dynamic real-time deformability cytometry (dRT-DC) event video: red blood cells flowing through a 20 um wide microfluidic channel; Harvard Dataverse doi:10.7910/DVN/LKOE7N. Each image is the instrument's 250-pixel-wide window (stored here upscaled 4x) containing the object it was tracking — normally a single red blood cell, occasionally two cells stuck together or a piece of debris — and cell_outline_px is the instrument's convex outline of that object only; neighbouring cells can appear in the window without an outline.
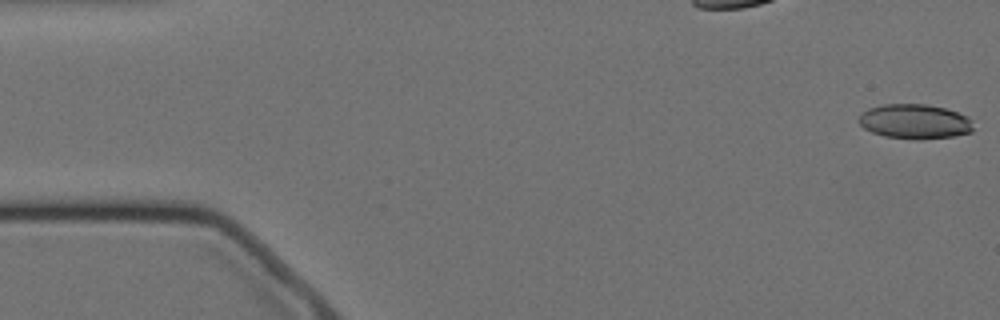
{"species": "Egyptian fruit bat (a non-hibernating species)", "species_latin": "Rousettus aegyptiacus", "temperature_condition": "cold", "stored_images_in_passage": 57, "camera_frame_rate_fps": 3000, "um_per_image_px": 0.085, "animal": {"sex": "female"}, "frame": {"image": 1, "passage_image": 1, "time_ms": 0.0, "image_size_px": [1000, 320], "cell_outline_px": [[972, 132], [952, 136], [920, 140], [916, 140], [884, 136], [872, 132], [864, 128], [860, 124], [860, 112], [868, 108], [884, 104], [928, 104], [944, 108], [968, 116], [972, 120]], "centroid_in_image_um": [77.75, 10.33], "position_along_channel_um": 7.3, "area_um2": 23.24}}
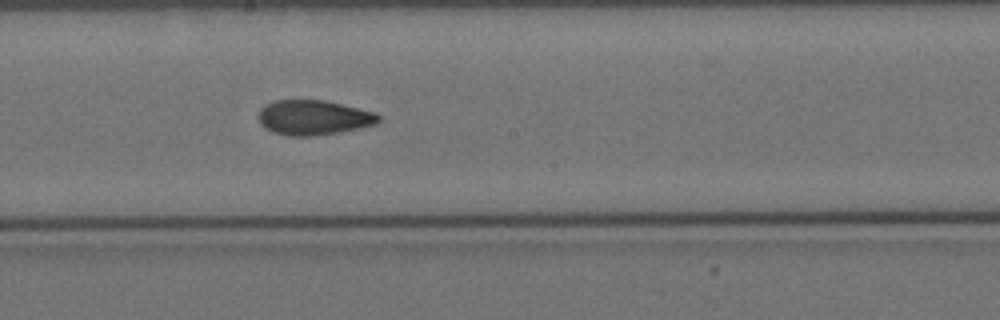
{"frame": {"image": 2, "passage_image": 30, "time_ms": 9.667, "image_size_px": [1000, 320], "cell_outline_px": [[380, 120], [376, 124], [336, 132], [312, 136], [288, 136], [272, 132], [264, 128], [260, 124], [260, 108], [264, 104], [276, 100], [324, 100], [376, 112], [380, 116]], "centroid_in_image_um": [26.63, 9.98], "position_along_channel_um": 221.6, "area_um2": 24.28}}
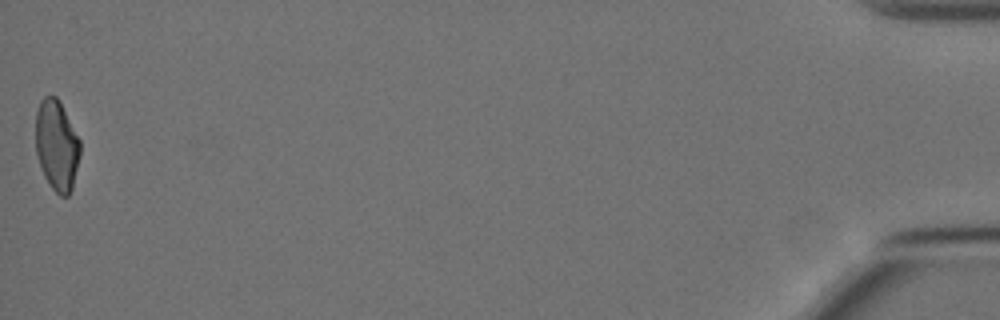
{"frame": {"image": 3, "passage_image": 57, "time_ms": 18.667, "image_size_px": [1000, 320], "cell_outline_px": [[80, 156], [72, 188], [68, 196], [60, 196], [52, 188], [44, 176], [36, 152], [36, 112], [40, 100], [44, 96], [56, 96], [60, 100], [80, 140]], "centroid_in_image_um": [4.83, 12.33], "position_along_channel_um": 430.4, "area_um2": 23.52}, "authors_computed_cell_mechanics": {"area_um2": 24.3338, "velocity_mm_per_s": 3.4836, "shape_relaxation_time_tau1_ms": 10.9482, "shape_relaxation_time_tau2_ms": 2.5744, "deformation_change_tau1": 0.23, "deformation_change_tau2": 0.0931}}